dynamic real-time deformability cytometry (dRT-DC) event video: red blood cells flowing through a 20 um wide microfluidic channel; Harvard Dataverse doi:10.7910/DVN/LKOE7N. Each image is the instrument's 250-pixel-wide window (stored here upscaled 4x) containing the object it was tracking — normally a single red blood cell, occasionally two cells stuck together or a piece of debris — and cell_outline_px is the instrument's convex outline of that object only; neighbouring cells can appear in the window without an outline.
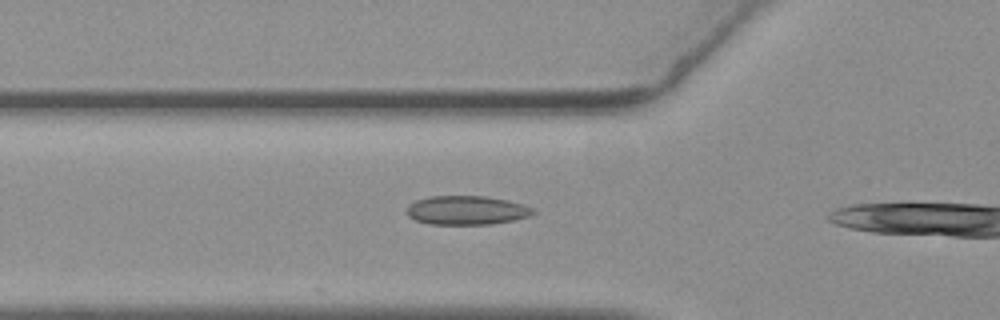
{"species": "common noctule bat (a hibernating species)", "species_latin": "Nyctalus noctula", "temperature_condition": "warm", "stored_images_in_passage": 6, "camera_frame_rate_fps": 3000, "um_per_image_px": 0.085, "animal": {"sex": "female", "body_mass_g": 19.3, "forearm_length_mm": 54.1}, "frame": {"image": 1, "passage_image": 6, "time_ms": 1.667, "image_size_px": [1000, 320], "cell_outline_px": [[536, 212], [532, 216], [492, 224], [428, 224], [416, 220], [408, 216], [408, 208], [416, 200], [428, 196], [484, 196], [508, 200], [532, 208]], "centroid_in_image_um": [39.68, 17.87], "position_along_channel_um": 86.1, "area_um2": 21.15}}